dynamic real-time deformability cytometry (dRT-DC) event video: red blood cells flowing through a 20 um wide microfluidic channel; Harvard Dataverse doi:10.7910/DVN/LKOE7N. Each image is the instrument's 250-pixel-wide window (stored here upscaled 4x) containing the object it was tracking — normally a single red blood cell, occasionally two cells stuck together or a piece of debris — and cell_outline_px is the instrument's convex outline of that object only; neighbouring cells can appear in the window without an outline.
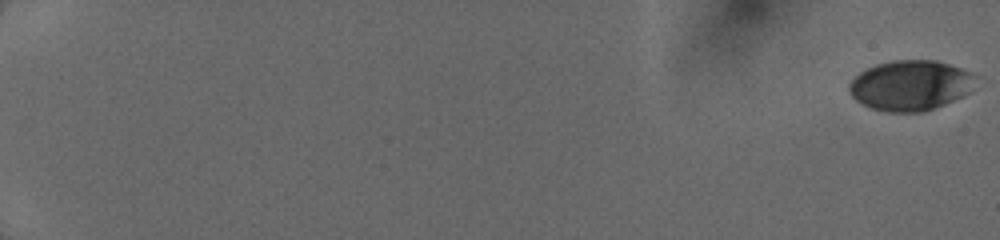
{"species": "human", "species_latin": "Homo sapiens", "temperature_condition": "cold", "stored_images_in_passage": 49, "camera_frame_rate_fps": 3000, "um_per_image_px": 0.085, "donor": {"sex": "female"}, "frame": {"image": 1, "passage_image": 1, "time_ms": 0.0, "image_size_px": [1000, 240], "cell_outline_px": [[972, 76], [968, 92], [944, 104], [924, 112], [888, 112], [872, 108], [856, 100], [848, 92], [848, 84], [860, 72], [876, 64], [892, 60], [936, 60], [972, 72]], "centroid_in_image_um": [77.31, 7.25], "position_along_channel_um": 7.7, "area_um2": 36.41}}
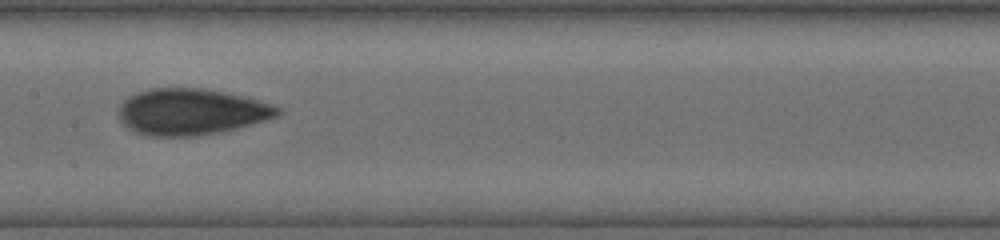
{"frame": {"image": 2, "passage_image": 29, "time_ms": 10.0, "image_size_px": [1000, 240], "cell_outline_px": [[280, 112], [276, 116], [264, 120], [236, 128], [220, 132], [196, 136], [148, 136], [136, 132], [128, 128], [120, 120], [120, 104], [128, 96], [136, 92], [148, 88], [204, 88], [224, 92], [256, 100], [280, 108]], "centroid_in_image_um": [16.18, 9.5], "position_along_channel_um": 191.2, "area_um2": 42.48}}
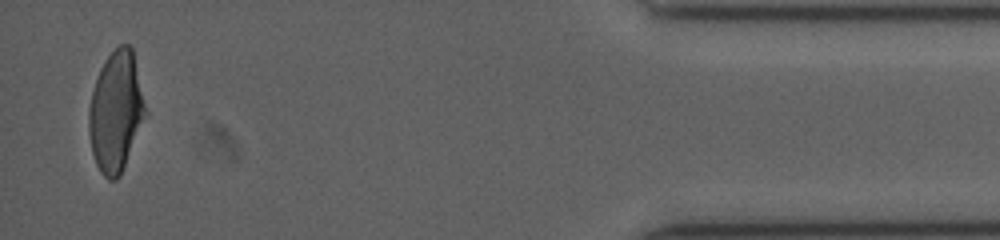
{"frame": {"image": 3, "passage_image": 49, "time_ms": 17.0, "image_size_px": [1000, 240], "cell_outline_px": [[148, 112], [120, 176], [116, 180], [108, 180], [100, 172], [96, 164], [92, 152], [88, 128], [88, 108], [92, 92], [100, 68], [104, 60], [120, 44], [128, 44], [132, 48]], "centroid_in_image_um": [9.86, 9.5], "position_along_channel_um": 425.3, "area_um2": 39.82}}